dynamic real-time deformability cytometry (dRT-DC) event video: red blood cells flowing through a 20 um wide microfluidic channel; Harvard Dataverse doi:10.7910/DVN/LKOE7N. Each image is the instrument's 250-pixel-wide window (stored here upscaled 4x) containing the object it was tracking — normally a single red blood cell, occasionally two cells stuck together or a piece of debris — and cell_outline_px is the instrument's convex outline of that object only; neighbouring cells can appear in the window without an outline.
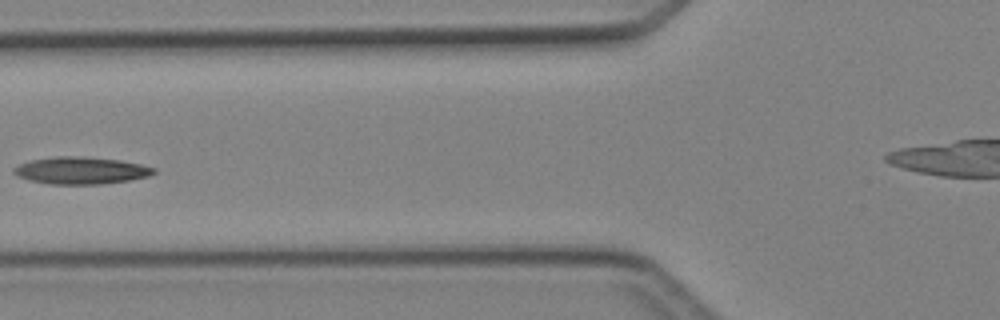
{"species": "Egyptian fruit bat (a non-hibernating species)", "species_latin": "Rousettus aegyptiacus", "temperature_condition": "cold", "stored_images_in_passage": 5, "camera_frame_rate_fps": 3000, "um_per_image_px": 0.085, "animal": {"sex": "female"}, "frame": {"image": 1, "passage_image": 5, "time_ms": 5.667, "image_size_px": [1000, 320], "cell_outline_px": [[156, 172], [148, 176], [128, 180], [100, 184], [48, 184], [28, 180], [16, 176], [12, 172], [12, 168], [28, 160], [56, 156], [76, 156], [120, 160], [140, 164], [156, 168]], "centroid_in_image_um": [6.82, 14.49], "position_along_channel_um": 119.0, "area_um2": 22.2}}